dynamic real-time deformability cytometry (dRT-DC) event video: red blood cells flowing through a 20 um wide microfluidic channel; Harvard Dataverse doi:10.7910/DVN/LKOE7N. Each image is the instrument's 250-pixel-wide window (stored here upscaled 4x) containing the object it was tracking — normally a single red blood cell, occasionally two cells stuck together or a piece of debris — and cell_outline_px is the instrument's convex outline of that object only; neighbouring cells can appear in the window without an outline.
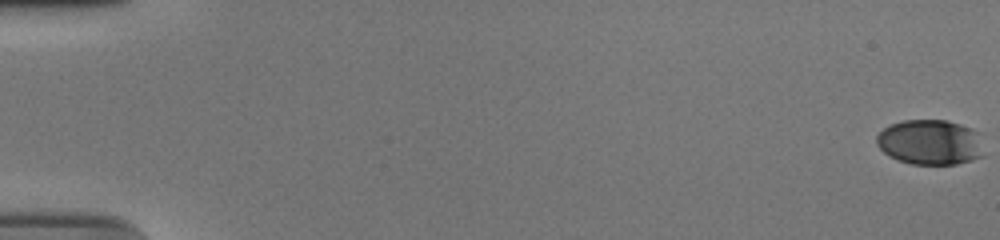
{"species": "human", "species_latin": "Homo sapiens", "temperature_condition": "cold", "stored_images_in_passage": 57, "camera_frame_rate_fps": 3000, "um_per_image_px": 0.085, "donor": {"sex": "male"}, "frame": {"image": 1, "passage_image": 1, "time_ms": 0.0, "image_size_px": [1000, 240], "cell_outline_px": [[984, 156], [972, 160], [956, 164], [912, 164], [896, 160], [884, 152], [876, 144], [876, 136], [888, 124], [904, 120], [948, 120], [984, 132]], "centroid_in_image_um": [79.15, 12.08], "position_along_channel_um": 5.9, "area_um2": 29.07}}
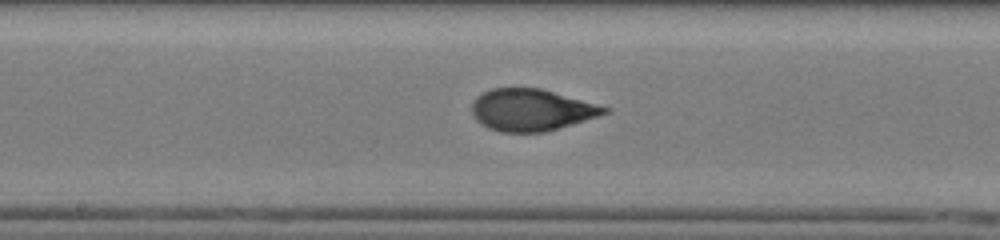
{"frame": {"image": 2, "passage_image": 32, "time_ms": 10.333, "image_size_px": [1000, 240], "cell_outline_px": [[612, 108], [608, 112], [600, 116], [544, 132], [500, 132], [488, 128], [480, 124], [476, 120], [472, 112], [472, 104], [476, 96], [492, 88], [540, 88]], "centroid_in_image_um": [45.17, 9.35], "position_along_channel_um": 203.0, "area_um2": 32.31}}
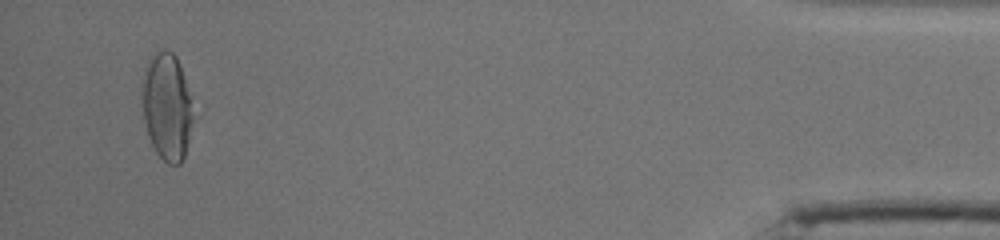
{"frame": {"image": 3, "passage_image": 55, "time_ms": 18.0, "image_size_px": [1000, 240], "cell_outline_px": [[192, 120], [188, 140], [184, 156], [180, 164], [168, 164], [156, 152], [148, 136], [144, 120], [140, 88], [144, 68], [148, 56], [152, 52], [160, 48], [164, 48], [172, 52], [176, 56], [180, 64], [184, 76], [192, 116]], "centroid_in_image_um": [14.12, 8.98], "position_along_channel_um": 421.1, "area_um2": 31.96}, "authors_computed_cell_mechanics": {"area_um2": 32.1946, "velocity_mm_per_s": 3.7469, "shape_relaxation_time_tau1_ms": 6.1948, "shape_relaxation_time_tau2_ms": null, "deformation_change_tau1": 0.2246, "deformation_change_tau2": null}}